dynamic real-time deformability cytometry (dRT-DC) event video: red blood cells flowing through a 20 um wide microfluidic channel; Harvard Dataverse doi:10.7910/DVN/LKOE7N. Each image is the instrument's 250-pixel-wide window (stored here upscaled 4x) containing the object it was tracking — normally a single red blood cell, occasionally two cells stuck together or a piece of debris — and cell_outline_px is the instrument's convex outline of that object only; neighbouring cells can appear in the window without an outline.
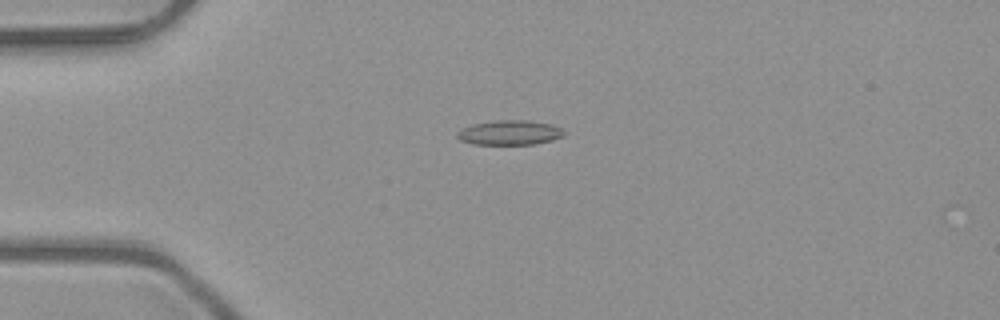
{"species": "common noctule bat (a hibernating species)", "species_latin": "Nyctalus noctula", "temperature_condition": "room temperature", "stored_images_in_passage": 5, "camera_frame_rate_fps": 3000, "um_per_image_px": 0.085, "animal": {"sex": "male", "body_mass_g": 23.1, "forearm_length_mm": 52.7}, "frame": {"image": 1, "passage_image": 4, "time_ms": 1.0, "image_size_px": [1000, 320], "cell_outline_px": [[564, 136], [552, 140], [532, 144], [472, 144], [460, 140], [456, 136], [456, 132], [472, 124], [496, 120], [528, 120], [552, 124], [560, 128], [564, 132]], "centroid_in_image_um": [43.31, 11.27], "position_along_channel_um": 41.7, "area_um2": 15.32}}